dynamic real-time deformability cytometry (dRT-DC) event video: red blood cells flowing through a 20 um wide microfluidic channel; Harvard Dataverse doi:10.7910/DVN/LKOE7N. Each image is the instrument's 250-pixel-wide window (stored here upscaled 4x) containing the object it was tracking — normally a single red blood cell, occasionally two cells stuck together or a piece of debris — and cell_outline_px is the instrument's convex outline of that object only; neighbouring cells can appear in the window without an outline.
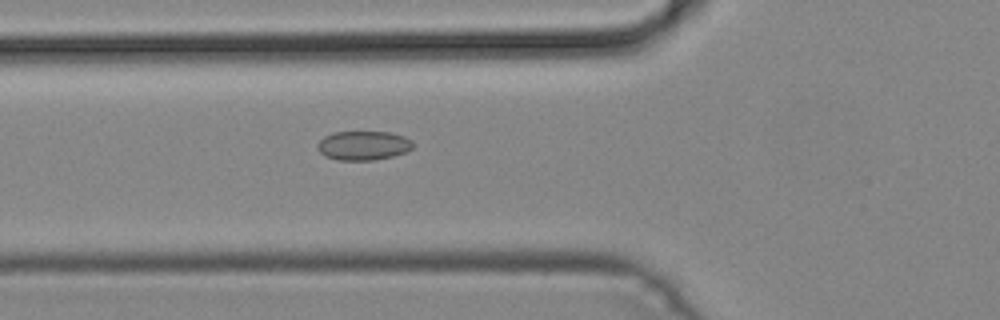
{"species": "common noctule bat (a hibernating species)", "species_latin": "Nyctalus noctula", "temperature_condition": "cold", "stored_images_in_passage": 49, "camera_frame_rate_fps": 3000, "um_per_image_px": 0.085, "animal": {"sex": "male", "body_mass_g": 19.2, "forearm_length_mm": 51.8}, "frame": {"image": 1, "passage_image": 18, "time_ms": 5.667, "image_size_px": [1000, 320], "cell_outline_px": [[412, 148], [404, 152], [392, 156], [372, 160], [336, 160], [324, 156], [316, 148], [316, 144], [324, 136], [332, 132], [388, 132], [404, 136], [412, 140]], "centroid_in_image_um": [30.83, 12.37], "position_along_channel_um": 95.0, "area_um2": 16.24}}
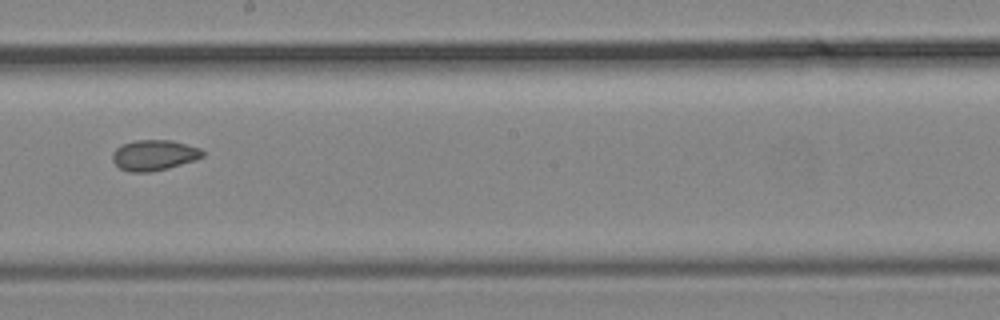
{"frame": {"image": 2, "passage_image": 28, "time_ms": 9.0, "image_size_px": [1000, 320], "cell_outline_px": [[204, 156], [196, 160], [168, 168], [152, 172], [128, 172], [120, 168], [112, 160], [112, 152], [116, 148], [124, 144], [136, 140], [172, 140], [200, 148], [204, 152]], "centroid_in_image_um": [13.1, 13.19], "position_along_channel_um": 235.1, "area_um2": 16.13}}
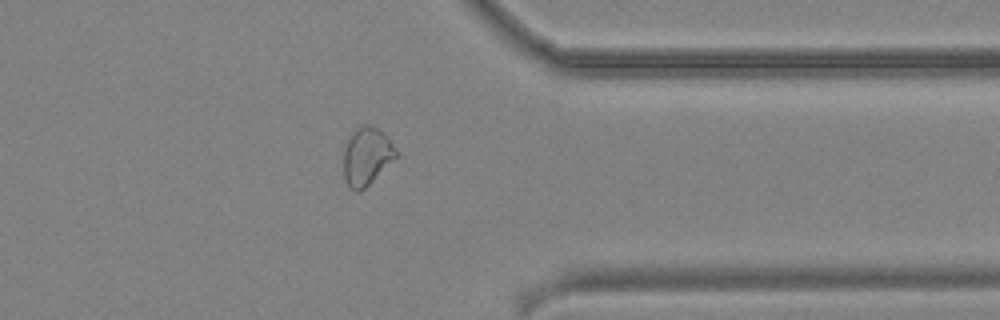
{"frame": {"image": 3, "passage_image": 39, "time_ms": 12.667, "image_size_px": [1000, 320], "cell_outline_px": [[396, 156], [360, 192], [356, 192], [348, 188], [344, 180], [344, 148], [352, 132], [356, 128], [364, 124], [368, 124], [384, 132], [396, 148]], "centroid_in_image_um": [31.13, 13.28], "position_along_channel_um": 380.3, "area_um2": 17.46}}